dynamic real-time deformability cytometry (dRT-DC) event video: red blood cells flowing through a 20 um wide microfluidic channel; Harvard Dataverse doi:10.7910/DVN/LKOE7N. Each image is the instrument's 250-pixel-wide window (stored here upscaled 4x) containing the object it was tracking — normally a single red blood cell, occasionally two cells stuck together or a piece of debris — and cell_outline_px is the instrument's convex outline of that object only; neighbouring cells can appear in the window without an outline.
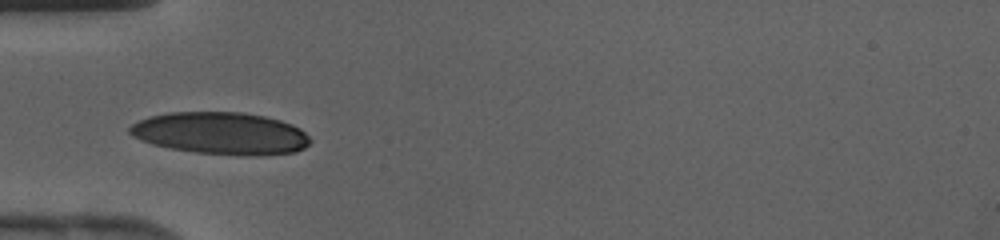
{"species": "human", "species_latin": "Homo sapiens", "temperature_condition": "cold", "stored_images_in_passage": 30, "camera_frame_rate_fps": 3000, "um_per_image_px": 0.085, "donor": {"sex": "female"}, "frame": {"image": 1, "passage_image": 1, "time_ms": 0.0, "image_size_px": [1000, 240], "cell_outline_px": [[312, 140], [304, 148], [296, 152], [256, 156], [244, 156], [196, 152], [172, 148], [152, 144], [140, 140], [132, 136], [128, 132], [128, 128], [132, 124], [148, 116], [168, 112], [244, 112], [264, 116], [280, 120], [292, 124], [300, 128]], "centroid_in_image_um": [18.77, 11.33], "position_along_channel_um": 66.2, "area_um2": 44.62}}
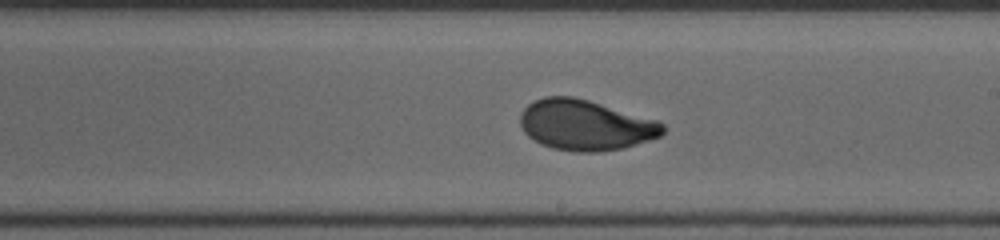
{"frame": {"image": 2, "passage_image": 12, "time_ms": 3.667, "image_size_px": [1000, 240], "cell_outline_px": [[664, 132], [660, 136], [636, 144], [620, 148], [600, 152], [572, 152], [552, 148], [540, 144], [528, 136], [524, 132], [520, 124], [520, 112], [528, 104], [544, 96], [572, 96], [588, 100], [656, 120], [664, 124]], "centroid_in_image_um": [49.72, 10.64], "position_along_channel_um": 239.3, "area_um2": 41.85}}
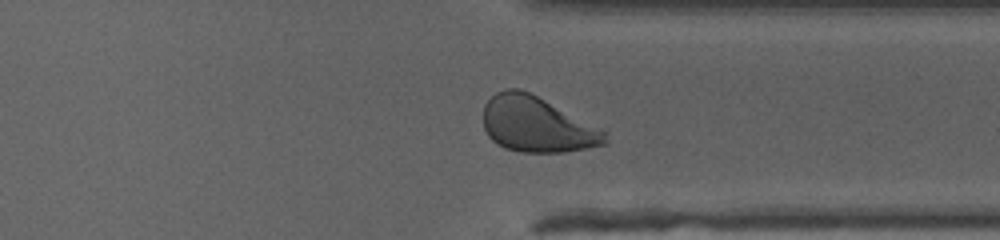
{"frame": {"image": 3, "passage_image": 20, "time_ms": 6.333, "image_size_px": [1000, 240], "cell_outline_px": [[608, 144], [588, 148], [564, 152], [520, 152], [504, 148], [492, 140], [488, 136], [484, 128], [484, 104], [496, 92], [504, 88], [520, 88], [608, 132]], "centroid_in_image_um": [45.63, 10.6], "position_along_channel_um": 365.8, "area_um2": 39.25}}